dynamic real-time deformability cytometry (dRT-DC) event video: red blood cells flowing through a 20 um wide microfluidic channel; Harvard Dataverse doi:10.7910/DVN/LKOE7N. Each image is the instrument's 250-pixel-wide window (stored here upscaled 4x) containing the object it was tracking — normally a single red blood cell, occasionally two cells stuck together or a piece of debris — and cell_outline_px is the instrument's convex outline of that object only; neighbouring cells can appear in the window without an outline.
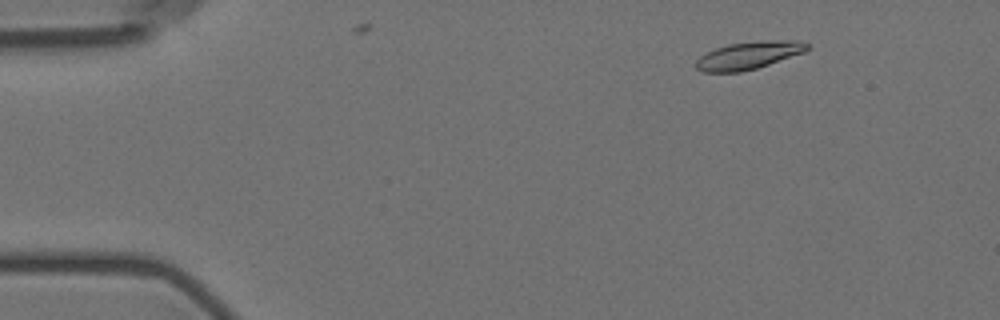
{"species": "Egyptian fruit bat (a non-hibernating species)", "species_latin": "Rousettus aegyptiacus", "temperature_condition": "room temperature", "stored_images_in_passage": 4, "camera_frame_rate_fps": 3000, "um_per_image_px": 0.085, "animal": {"sex": "female"}, "frame": {"image": 1, "passage_image": 2, "time_ms": 1.333, "image_size_px": [1000, 320], "cell_outline_px": [[812, 48], [804, 52], [756, 68], [740, 72], [704, 72], [696, 68], [696, 60], [700, 56], [716, 48], [728, 44], [760, 40], [796, 40], [812, 44]], "centroid_in_image_um": [63.68, 4.69], "position_along_channel_um": 21.3, "area_um2": 17.92}}
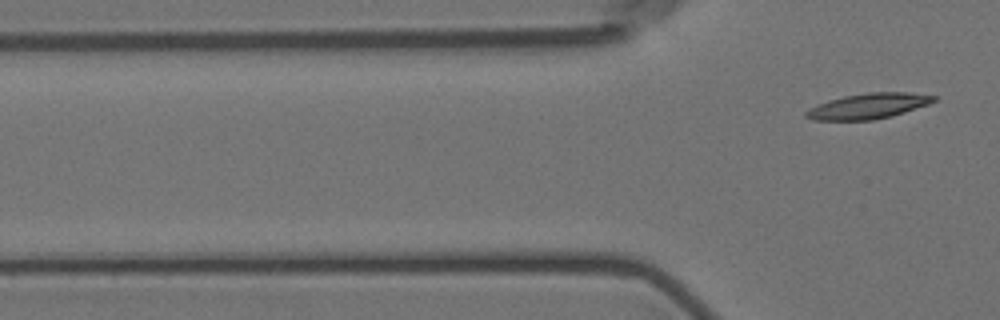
{"frame": {"image": 2, "passage_image": 4, "time_ms": 4.333, "image_size_px": [1000, 320], "cell_outline_px": [[936, 100], [928, 104], [892, 116], [872, 120], [812, 120], [804, 116], [804, 112], [808, 108], [828, 100], [844, 96], [868, 92], [908, 92], [936, 96]], "centroid_in_image_um": [73.76, 9.01], "position_along_channel_um": 52.0, "area_um2": 18.96}}